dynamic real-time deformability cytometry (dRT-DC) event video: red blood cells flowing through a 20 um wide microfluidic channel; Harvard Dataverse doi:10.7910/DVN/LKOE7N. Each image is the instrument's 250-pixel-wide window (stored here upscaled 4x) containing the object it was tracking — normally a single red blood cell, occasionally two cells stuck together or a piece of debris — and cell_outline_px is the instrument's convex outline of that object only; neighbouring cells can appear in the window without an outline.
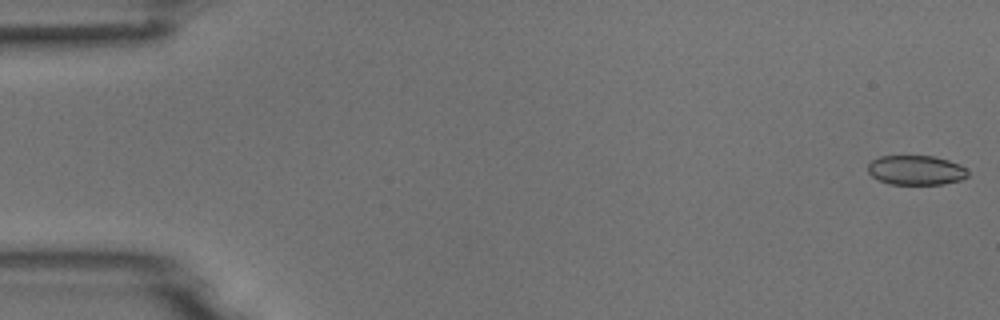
{"species": "common noctule bat (a hibernating species)", "species_latin": "Nyctalus noctula", "temperature_condition": "room temperature", "stored_images_in_passage": 53, "camera_frame_rate_fps": 3000, "um_per_image_px": 0.085, "animal": {"sex": "male", "body_mass_g": 18.8}, "frame": {"image": 1, "passage_image": 1, "time_ms": 0.0, "image_size_px": [1000, 320], "cell_outline_px": [[968, 176], [960, 180], [944, 184], [888, 184], [872, 176], [868, 172], [868, 164], [872, 160], [880, 156], [932, 156], [948, 160], [960, 164], [968, 172]], "centroid_in_image_um": [77.85, 14.46], "position_along_channel_um": 7.1, "area_um2": 17.17}}
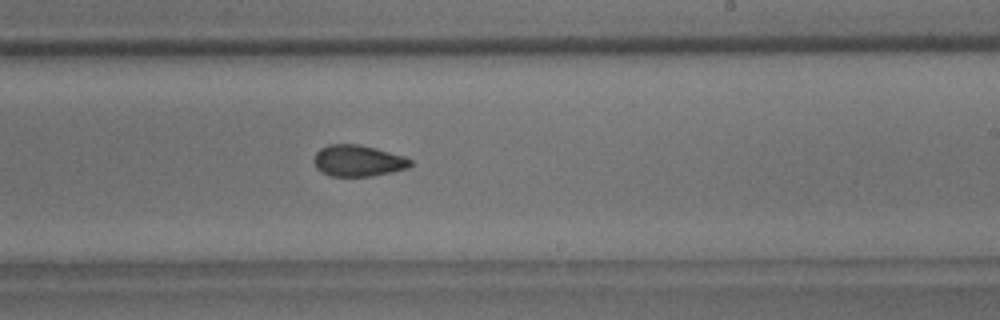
{"frame": {"image": 2, "passage_image": 32, "time_ms": 10.333, "image_size_px": [1000, 320], "cell_outline_px": [[412, 164], [408, 168], [392, 172], [372, 176], [332, 176], [320, 172], [316, 168], [312, 160], [316, 152], [320, 148], [328, 144], [360, 144], [376, 148], [404, 156], [412, 160]], "centroid_in_image_um": [30.41, 13.66], "position_along_channel_um": 258.6, "area_um2": 17.86}}
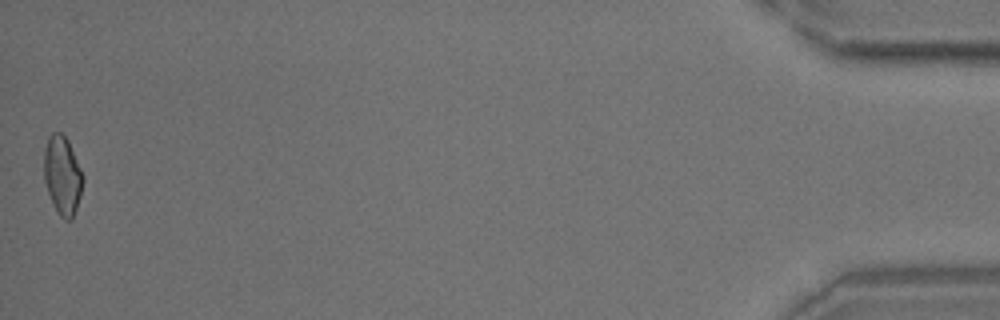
{"frame": {"image": 3, "passage_image": 53, "time_ms": 17.333, "image_size_px": [1000, 320], "cell_outline_px": [[84, 180], [80, 196], [72, 220], [64, 220], [60, 216], [48, 192], [44, 180], [44, 148], [48, 136], [52, 132], [60, 132], [68, 140], [84, 176]], "centroid_in_image_um": [5.31, 14.88], "position_along_channel_um": 429.9, "area_um2": 17.8}}